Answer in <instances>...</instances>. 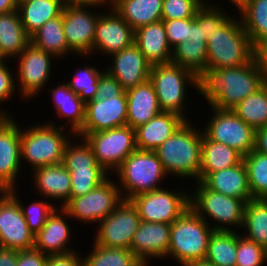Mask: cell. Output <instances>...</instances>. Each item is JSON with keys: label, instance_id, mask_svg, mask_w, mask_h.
Segmentation results:
<instances>
[{"label": "cell", "instance_id": "20", "mask_svg": "<svg viewBox=\"0 0 267 266\" xmlns=\"http://www.w3.org/2000/svg\"><path fill=\"white\" fill-rule=\"evenodd\" d=\"M109 57L112 64L107 65L105 70L117 79L125 91L149 80L152 65L135 43Z\"/></svg>", "mask_w": 267, "mask_h": 266}, {"label": "cell", "instance_id": "4", "mask_svg": "<svg viewBox=\"0 0 267 266\" xmlns=\"http://www.w3.org/2000/svg\"><path fill=\"white\" fill-rule=\"evenodd\" d=\"M34 125H30L29 129L21 127V162H27L29 168L32 167L30 172L36 168L61 164L65 147L75 134L69 129L64 130V127L42 121Z\"/></svg>", "mask_w": 267, "mask_h": 266}, {"label": "cell", "instance_id": "22", "mask_svg": "<svg viewBox=\"0 0 267 266\" xmlns=\"http://www.w3.org/2000/svg\"><path fill=\"white\" fill-rule=\"evenodd\" d=\"M67 219L71 220L68 213L63 208L57 207L48 217L43 228L34 235V248L47 256L76 251L69 247L72 231L69 223L66 222Z\"/></svg>", "mask_w": 267, "mask_h": 266}, {"label": "cell", "instance_id": "7", "mask_svg": "<svg viewBox=\"0 0 267 266\" xmlns=\"http://www.w3.org/2000/svg\"><path fill=\"white\" fill-rule=\"evenodd\" d=\"M195 182L196 187L193 189V194H189L190 208L203 218L214 231H236L234 230L236 227L238 230L241 227L242 230L246 203L240 198L212 191L202 182ZM208 218L212 220L209 221Z\"/></svg>", "mask_w": 267, "mask_h": 266}, {"label": "cell", "instance_id": "51", "mask_svg": "<svg viewBox=\"0 0 267 266\" xmlns=\"http://www.w3.org/2000/svg\"><path fill=\"white\" fill-rule=\"evenodd\" d=\"M48 256L35 248L18 251L16 266H46Z\"/></svg>", "mask_w": 267, "mask_h": 266}, {"label": "cell", "instance_id": "52", "mask_svg": "<svg viewBox=\"0 0 267 266\" xmlns=\"http://www.w3.org/2000/svg\"><path fill=\"white\" fill-rule=\"evenodd\" d=\"M79 251L63 255H50L47 258L46 266H83V257Z\"/></svg>", "mask_w": 267, "mask_h": 266}, {"label": "cell", "instance_id": "44", "mask_svg": "<svg viewBox=\"0 0 267 266\" xmlns=\"http://www.w3.org/2000/svg\"><path fill=\"white\" fill-rule=\"evenodd\" d=\"M71 177L70 199L92 191L110 175L104 169H67Z\"/></svg>", "mask_w": 267, "mask_h": 266}, {"label": "cell", "instance_id": "6", "mask_svg": "<svg viewBox=\"0 0 267 266\" xmlns=\"http://www.w3.org/2000/svg\"><path fill=\"white\" fill-rule=\"evenodd\" d=\"M114 173L118 177L117 185L123 200L161 189L160 182L168 178L155 151L138 149Z\"/></svg>", "mask_w": 267, "mask_h": 266}, {"label": "cell", "instance_id": "5", "mask_svg": "<svg viewBox=\"0 0 267 266\" xmlns=\"http://www.w3.org/2000/svg\"><path fill=\"white\" fill-rule=\"evenodd\" d=\"M214 229L190 207L171 224L170 247L165 258L180 266L205 260Z\"/></svg>", "mask_w": 267, "mask_h": 266}, {"label": "cell", "instance_id": "36", "mask_svg": "<svg viewBox=\"0 0 267 266\" xmlns=\"http://www.w3.org/2000/svg\"><path fill=\"white\" fill-rule=\"evenodd\" d=\"M237 232L213 231L205 260L215 266H236Z\"/></svg>", "mask_w": 267, "mask_h": 266}, {"label": "cell", "instance_id": "58", "mask_svg": "<svg viewBox=\"0 0 267 266\" xmlns=\"http://www.w3.org/2000/svg\"><path fill=\"white\" fill-rule=\"evenodd\" d=\"M18 9L16 0H0V14L11 12Z\"/></svg>", "mask_w": 267, "mask_h": 266}, {"label": "cell", "instance_id": "47", "mask_svg": "<svg viewBox=\"0 0 267 266\" xmlns=\"http://www.w3.org/2000/svg\"><path fill=\"white\" fill-rule=\"evenodd\" d=\"M211 3L207 1L202 6V32L206 41L231 16L221 8V5Z\"/></svg>", "mask_w": 267, "mask_h": 266}, {"label": "cell", "instance_id": "13", "mask_svg": "<svg viewBox=\"0 0 267 266\" xmlns=\"http://www.w3.org/2000/svg\"><path fill=\"white\" fill-rule=\"evenodd\" d=\"M213 109L203 133L212 141L223 143L243 157L254 150L255 130L239 118L232 109Z\"/></svg>", "mask_w": 267, "mask_h": 266}, {"label": "cell", "instance_id": "46", "mask_svg": "<svg viewBox=\"0 0 267 266\" xmlns=\"http://www.w3.org/2000/svg\"><path fill=\"white\" fill-rule=\"evenodd\" d=\"M206 0H163L162 20L194 18Z\"/></svg>", "mask_w": 267, "mask_h": 266}, {"label": "cell", "instance_id": "41", "mask_svg": "<svg viewBox=\"0 0 267 266\" xmlns=\"http://www.w3.org/2000/svg\"><path fill=\"white\" fill-rule=\"evenodd\" d=\"M252 198L267 199V156L252 150L243 157Z\"/></svg>", "mask_w": 267, "mask_h": 266}, {"label": "cell", "instance_id": "27", "mask_svg": "<svg viewBox=\"0 0 267 266\" xmlns=\"http://www.w3.org/2000/svg\"><path fill=\"white\" fill-rule=\"evenodd\" d=\"M201 182L212 191L240 198L245 203L252 199L243 160L233 167L208 174Z\"/></svg>", "mask_w": 267, "mask_h": 266}, {"label": "cell", "instance_id": "18", "mask_svg": "<svg viewBox=\"0 0 267 266\" xmlns=\"http://www.w3.org/2000/svg\"><path fill=\"white\" fill-rule=\"evenodd\" d=\"M134 31L109 5L105 12H100L96 24L92 56L100 52L101 55L109 57L132 45L134 43Z\"/></svg>", "mask_w": 267, "mask_h": 266}, {"label": "cell", "instance_id": "59", "mask_svg": "<svg viewBox=\"0 0 267 266\" xmlns=\"http://www.w3.org/2000/svg\"><path fill=\"white\" fill-rule=\"evenodd\" d=\"M184 266H215L214 264L206 261V260H199V261H194L191 263H187Z\"/></svg>", "mask_w": 267, "mask_h": 266}, {"label": "cell", "instance_id": "35", "mask_svg": "<svg viewBox=\"0 0 267 266\" xmlns=\"http://www.w3.org/2000/svg\"><path fill=\"white\" fill-rule=\"evenodd\" d=\"M238 14L253 47L267 38V0H249Z\"/></svg>", "mask_w": 267, "mask_h": 266}, {"label": "cell", "instance_id": "28", "mask_svg": "<svg viewBox=\"0 0 267 266\" xmlns=\"http://www.w3.org/2000/svg\"><path fill=\"white\" fill-rule=\"evenodd\" d=\"M127 96V125L137 128L161 112L156 92L148 80L125 91Z\"/></svg>", "mask_w": 267, "mask_h": 266}, {"label": "cell", "instance_id": "32", "mask_svg": "<svg viewBox=\"0 0 267 266\" xmlns=\"http://www.w3.org/2000/svg\"><path fill=\"white\" fill-rule=\"evenodd\" d=\"M31 43L37 48L46 51L56 57V60H63L66 56L73 55L66 42L63 31L62 13L53 19L48 20L42 27L31 35ZM68 53H70L68 55ZM63 58V59H62Z\"/></svg>", "mask_w": 267, "mask_h": 266}, {"label": "cell", "instance_id": "21", "mask_svg": "<svg viewBox=\"0 0 267 266\" xmlns=\"http://www.w3.org/2000/svg\"><path fill=\"white\" fill-rule=\"evenodd\" d=\"M170 232V224L141 221L130 250L147 265L152 258L165 259L170 247Z\"/></svg>", "mask_w": 267, "mask_h": 266}, {"label": "cell", "instance_id": "61", "mask_svg": "<svg viewBox=\"0 0 267 266\" xmlns=\"http://www.w3.org/2000/svg\"><path fill=\"white\" fill-rule=\"evenodd\" d=\"M18 5L21 4V3H24V2H27V1H30V0H16Z\"/></svg>", "mask_w": 267, "mask_h": 266}, {"label": "cell", "instance_id": "25", "mask_svg": "<svg viewBox=\"0 0 267 266\" xmlns=\"http://www.w3.org/2000/svg\"><path fill=\"white\" fill-rule=\"evenodd\" d=\"M134 43L152 66L171 62L172 49L168 44L163 21L153 22L136 29Z\"/></svg>", "mask_w": 267, "mask_h": 266}, {"label": "cell", "instance_id": "2", "mask_svg": "<svg viewBox=\"0 0 267 266\" xmlns=\"http://www.w3.org/2000/svg\"><path fill=\"white\" fill-rule=\"evenodd\" d=\"M192 120L185 121L171 137L156 150L168 176L180 177L181 180L192 178L199 180L203 128L197 129ZM173 175V176H172Z\"/></svg>", "mask_w": 267, "mask_h": 266}, {"label": "cell", "instance_id": "30", "mask_svg": "<svg viewBox=\"0 0 267 266\" xmlns=\"http://www.w3.org/2000/svg\"><path fill=\"white\" fill-rule=\"evenodd\" d=\"M110 5L134 30L162 20L163 0H110Z\"/></svg>", "mask_w": 267, "mask_h": 266}, {"label": "cell", "instance_id": "38", "mask_svg": "<svg viewBox=\"0 0 267 266\" xmlns=\"http://www.w3.org/2000/svg\"><path fill=\"white\" fill-rule=\"evenodd\" d=\"M90 252L83 257V266H148L129 249L108 248L93 241Z\"/></svg>", "mask_w": 267, "mask_h": 266}, {"label": "cell", "instance_id": "11", "mask_svg": "<svg viewBox=\"0 0 267 266\" xmlns=\"http://www.w3.org/2000/svg\"><path fill=\"white\" fill-rule=\"evenodd\" d=\"M181 190V191H180ZM165 189L143 193L130 199L141 221L172 224L189 207V191Z\"/></svg>", "mask_w": 267, "mask_h": 266}, {"label": "cell", "instance_id": "14", "mask_svg": "<svg viewBox=\"0 0 267 266\" xmlns=\"http://www.w3.org/2000/svg\"><path fill=\"white\" fill-rule=\"evenodd\" d=\"M141 219L130 200H122L96 227L94 242L108 248L129 249Z\"/></svg>", "mask_w": 267, "mask_h": 266}, {"label": "cell", "instance_id": "42", "mask_svg": "<svg viewBox=\"0 0 267 266\" xmlns=\"http://www.w3.org/2000/svg\"><path fill=\"white\" fill-rule=\"evenodd\" d=\"M76 68L78 70H75V74L66 83L84 103L94 100L97 95L99 78L105 70L92 66V64Z\"/></svg>", "mask_w": 267, "mask_h": 266}, {"label": "cell", "instance_id": "9", "mask_svg": "<svg viewBox=\"0 0 267 266\" xmlns=\"http://www.w3.org/2000/svg\"><path fill=\"white\" fill-rule=\"evenodd\" d=\"M83 138L92 148L97 163L108 173H114L137 149L135 129L128 125L87 133Z\"/></svg>", "mask_w": 267, "mask_h": 266}, {"label": "cell", "instance_id": "3", "mask_svg": "<svg viewBox=\"0 0 267 266\" xmlns=\"http://www.w3.org/2000/svg\"><path fill=\"white\" fill-rule=\"evenodd\" d=\"M237 14H232L207 40V68L239 67L254 58V47Z\"/></svg>", "mask_w": 267, "mask_h": 266}, {"label": "cell", "instance_id": "12", "mask_svg": "<svg viewBox=\"0 0 267 266\" xmlns=\"http://www.w3.org/2000/svg\"><path fill=\"white\" fill-rule=\"evenodd\" d=\"M16 58L17 95L21 94V99L32 100L41 94L49 83L53 69L52 60L56 57L30 43Z\"/></svg>", "mask_w": 267, "mask_h": 266}, {"label": "cell", "instance_id": "8", "mask_svg": "<svg viewBox=\"0 0 267 266\" xmlns=\"http://www.w3.org/2000/svg\"><path fill=\"white\" fill-rule=\"evenodd\" d=\"M149 81L154 87L161 111L175 113L188 121L186 91L188 85L197 91V76L189 69L170 62L153 65Z\"/></svg>", "mask_w": 267, "mask_h": 266}, {"label": "cell", "instance_id": "49", "mask_svg": "<svg viewBox=\"0 0 267 266\" xmlns=\"http://www.w3.org/2000/svg\"><path fill=\"white\" fill-rule=\"evenodd\" d=\"M6 61L7 60L0 61V103L2 107H4L3 103L13 99L12 97L17 93L16 79L14 78L15 76H13L16 75L15 71H12V69L8 67L7 64L9 61Z\"/></svg>", "mask_w": 267, "mask_h": 266}, {"label": "cell", "instance_id": "53", "mask_svg": "<svg viewBox=\"0 0 267 266\" xmlns=\"http://www.w3.org/2000/svg\"><path fill=\"white\" fill-rule=\"evenodd\" d=\"M190 42H207L203 38L202 32V7L194 16V21L190 24Z\"/></svg>", "mask_w": 267, "mask_h": 266}, {"label": "cell", "instance_id": "24", "mask_svg": "<svg viewBox=\"0 0 267 266\" xmlns=\"http://www.w3.org/2000/svg\"><path fill=\"white\" fill-rule=\"evenodd\" d=\"M186 120L181 116L161 111L147 123L135 128L136 148L144 151H155Z\"/></svg>", "mask_w": 267, "mask_h": 266}, {"label": "cell", "instance_id": "1", "mask_svg": "<svg viewBox=\"0 0 267 266\" xmlns=\"http://www.w3.org/2000/svg\"><path fill=\"white\" fill-rule=\"evenodd\" d=\"M267 82L255 58L239 67L204 69L197 76V91L208 104L218 109H232Z\"/></svg>", "mask_w": 267, "mask_h": 266}, {"label": "cell", "instance_id": "26", "mask_svg": "<svg viewBox=\"0 0 267 266\" xmlns=\"http://www.w3.org/2000/svg\"><path fill=\"white\" fill-rule=\"evenodd\" d=\"M58 86L54 85V87L50 88L48 92H50L51 100L54 104L57 118H62L65 121V125H61L59 123H54L47 121L46 123L54 126H61L65 129L71 130L74 134H76L83 126L85 120V103L81 100V98L75 94L73 90L70 89L69 85L65 82L60 84L58 82ZM66 126V127H65Z\"/></svg>", "mask_w": 267, "mask_h": 266}, {"label": "cell", "instance_id": "40", "mask_svg": "<svg viewBox=\"0 0 267 266\" xmlns=\"http://www.w3.org/2000/svg\"><path fill=\"white\" fill-rule=\"evenodd\" d=\"M62 164L66 169H103L97 163L89 144L83 137L80 139L77 135L73 136L67 143Z\"/></svg>", "mask_w": 267, "mask_h": 266}, {"label": "cell", "instance_id": "31", "mask_svg": "<svg viewBox=\"0 0 267 266\" xmlns=\"http://www.w3.org/2000/svg\"><path fill=\"white\" fill-rule=\"evenodd\" d=\"M243 156L230 146L210 140L204 133L202 139L199 182L208 174L239 164Z\"/></svg>", "mask_w": 267, "mask_h": 266}, {"label": "cell", "instance_id": "60", "mask_svg": "<svg viewBox=\"0 0 267 266\" xmlns=\"http://www.w3.org/2000/svg\"><path fill=\"white\" fill-rule=\"evenodd\" d=\"M231 2L235 8H237V12L249 1V0H228Z\"/></svg>", "mask_w": 267, "mask_h": 266}, {"label": "cell", "instance_id": "16", "mask_svg": "<svg viewBox=\"0 0 267 266\" xmlns=\"http://www.w3.org/2000/svg\"><path fill=\"white\" fill-rule=\"evenodd\" d=\"M92 6H64L62 10L63 31L73 54L89 58L93 51L96 24L100 16ZM90 10V11H89Z\"/></svg>", "mask_w": 267, "mask_h": 266}, {"label": "cell", "instance_id": "10", "mask_svg": "<svg viewBox=\"0 0 267 266\" xmlns=\"http://www.w3.org/2000/svg\"><path fill=\"white\" fill-rule=\"evenodd\" d=\"M117 185L109 176L103 183L87 194L73 197L62 207L73 220L81 223L96 224L111 214L122 202Z\"/></svg>", "mask_w": 267, "mask_h": 266}, {"label": "cell", "instance_id": "57", "mask_svg": "<svg viewBox=\"0 0 267 266\" xmlns=\"http://www.w3.org/2000/svg\"><path fill=\"white\" fill-rule=\"evenodd\" d=\"M63 3L64 6H92L105 9L110 5V0H63Z\"/></svg>", "mask_w": 267, "mask_h": 266}, {"label": "cell", "instance_id": "34", "mask_svg": "<svg viewBox=\"0 0 267 266\" xmlns=\"http://www.w3.org/2000/svg\"><path fill=\"white\" fill-rule=\"evenodd\" d=\"M242 229L243 236L267 250V199L252 198L245 204Z\"/></svg>", "mask_w": 267, "mask_h": 266}, {"label": "cell", "instance_id": "56", "mask_svg": "<svg viewBox=\"0 0 267 266\" xmlns=\"http://www.w3.org/2000/svg\"><path fill=\"white\" fill-rule=\"evenodd\" d=\"M254 150L267 156V126L255 130Z\"/></svg>", "mask_w": 267, "mask_h": 266}, {"label": "cell", "instance_id": "48", "mask_svg": "<svg viewBox=\"0 0 267 266\" xmlns=\"http://www.w3.org/2000/svg\"><path fill=\"white\" fill-rule=\"evenodd\" d=\"M161 21L164 23L168 44L171 49L180 42L190 41V24L194 21V18Z\"/></svg>", "mask_w": 267, "mask_h": 266}, {"label": "cell", "instance_id": "39", "mask_svg": "<svg viewBox=\"0 0 267 266\" xmlns=\"http://www.w3.org/2000/svg\"><path fill=\"white\" fill-rule=\"evenodd\" d=\"M171 62L198 76L207 69V42H180L172 49Z\"/></svg>", "mask_w": 267, "mask_h": 266}, {"label": "cell", "instance_id": "45", "mask_svg": "<svg viewBox=\"0 0 267 266\" xmlns=\"http://www.w3.org/2000/svg\"><path fill=\"white\" fill-rule=\"evenodd\" d=\"M267 250L237 233L236 266H264Z\"/></svg>", "mask_w": 267, "mask_h": 266}, {"label": "cell", "instance_id": "15", "mask_svg": "<svg viewBox=\"0 0 267 266\" xmlns=\"http://www.w3.org/2000/svg\"><path fill=\"white\" fill-rule=\"evenodd\" d=\"M21 124L0 108V191L16 188L21 162Z\"/></svg>", "mask_w": 267, "mask_h": 266}, {"label": "cell", "instance_id": "17", "mask_svg": "<svg viewBox=\"0 0 267 266\" xmlns=\"http://www.w3.org/2000/svg\"><path fill=\"white\" fill-rule=\"evenodd\" d=\"M0 246L18 251L34 248V234L19 203L7 191H0Z\"/></svg>", "mask_w": 267, "mask_h": 266}, {"label": "cell", "instance_id": "43", "mask_svg": "<svg viewBox=\"0 0 267 266\" xmlns=\"http://www.w3.org/2000/svg\"><path fill=\"white\" fill-rule=\"evenodd\" d=\"M17 188L9 189L7 192L19 203L22 214L26 219L29 230L36 235L45 225L48 217L58 207L45 200H37L29 205H24L18 196Z\"/></svg>", "mask_w": 267, "mask_h": 266}, {"label": "cell", "instance_id": "29", "mask_svg": "<svg viewBox=\"0 0 267 266\" xmlns=\"http://www.w3.org/2000/svg\"><path fill=\"white\" fill-rule=\"evenodd\" d=\"M31 43L18 10L0 14V58L14 60ZM12 58V59H11Z\"/></svg>", "mask_w": 267, "mask_h": 266}, {"label": "cell", "instance_id": "55", "mask_svg": "<svg viewBox=\"0 0 267 266\" xmlns=\"http://www.w3.org/2000/svg\"><path fill=\"white\" fill-rule=\"evenodd\" d=\"M18 250L0 246V266H16Z\"/></svg>", "mask_w": 267, "mask_h": 266}, {"label": "cell", "instance_id": "23", "mask_svg": "<svg viewBox=\"0 0 267 266\" xmlns=\"http://www.w3.org/2000/svg\"><path fill=\"white\" fill-rule=\"evenodd\" d=\"M32 173L33 186L39 197L58 201L61 208L69 201L71 177L62 163L36 168Z\"/></svg>", "mask_w": 267, "mask_h": 266}, {"label": "cell", "instance_id": "54", "mask_svg": "<svg viewBox=\"0 0 267 266\" xmlns=\"http://www.w3.org/2000/svg\"><path fill=\"white\" fill-rule=\"evenodd\" d=\"M254 58L267 77V38L254 47Z\"/></svg>", "mask_w": 267, "mask_h": 266}, {"label": "cell", "instance_id": "37", "mask_svg": "<svg viewBox=\"0 0 267 266\" xmlns=\"http://www.w3.org/2000/svg\"><path fill=\"white\" fill-rule=\"evenodd\" d=\"M232 110L254 130L267 126V82Z\"/></svg>", "mask_w": 267, "mask_h": 266}, {"label": "cell", "instance_id": "50", "mask_svg": "<svg viewBox=\"0 0 267 266\" xmlns=\"http://www.w3.org/2000/svg\"><path fill=\"white\" fill-rule=\"evenodd\" d=\"M125 90L117 79L111 76L106 70L101 74L98 81V90L95 99H108L110 97H119Z\"/></svg>", "mask_w": 267, "mask_h": 266}, {"label": "cell", "instance_id": "33", "mask_svg": "<svg viewBox=\"0 0 267 266\" xmlns=\"http://www.w3.org/2000/svg\"><path fill=\"white\" fill-rule=\"evenodd\" d=\"M64 8L63 0H30L18 5L26 32L31 36L48 20L58 17Z\"/></svg>", "mask_w": 267, "mask_h": 266}, {"label": "cell", "instance_id": "19", "mask_svg": "<svg viewBox=\"0 0 267 266\" xmlns=\"http://www.w3.org/2000/svg\"><path fill=\"white\" fill-rule=\"evenodd\" d=\"M127 125V96L94 99L85 103V120L82 128L75 134L80 138L87 133L108 130Z\"/></svg>", "mask_w": 267, "mask_h": 266}]
</instances>
